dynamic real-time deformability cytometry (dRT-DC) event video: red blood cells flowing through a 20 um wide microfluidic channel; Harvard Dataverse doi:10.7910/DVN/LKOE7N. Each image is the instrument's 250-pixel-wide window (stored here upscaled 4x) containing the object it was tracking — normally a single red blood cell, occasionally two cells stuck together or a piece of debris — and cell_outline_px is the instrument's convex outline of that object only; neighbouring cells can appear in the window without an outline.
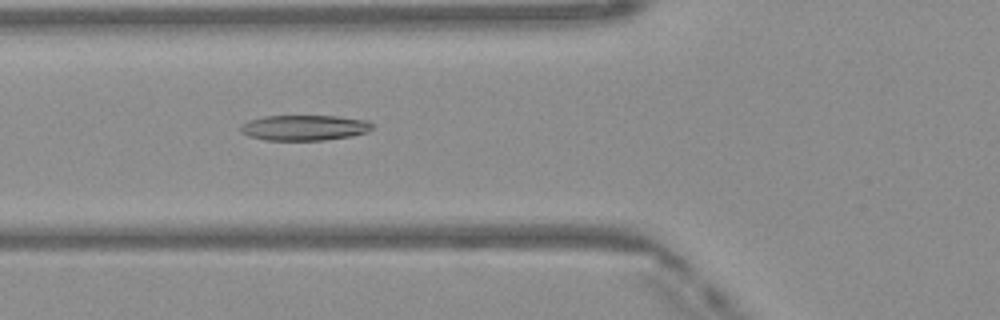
{"species": "Egyptian fruit bat (a non-hibernating species)", "species_latin": "Rousettus aegyptiacus", "temperature_condition": "warm", "stored_images_in_passage": 50, "camera_frame_rate_fps": 3000, "um_per_image_px": 0.085, "frame": {"image": 1, "passage_image": 19, "time_ms": 6.0, "image_size_px": [1000, 320], "cell_outline_px": [[376, 128], [368, 132], [352, 136], [324, 140], [264, 140], [248, 136], [240, 132], [240, 124], [248, 120], [264, 116], [336, 116], [368, 120]], "centroid_in_image_um": [25.88, 10.85], "position_along_channel_um": 99.9, "area_um2": 19.83}}
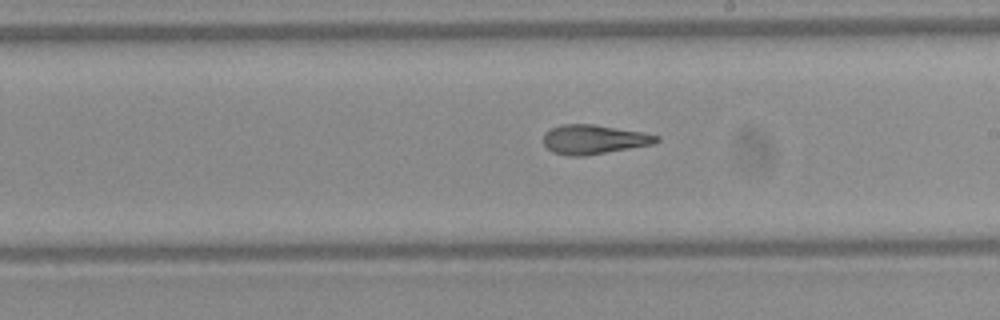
{"frame": {"image": 2, "passage_image": 29, "time_ms": 9.333, "image_size_px": [1000, 320], "cell_outline_px": [[660, 140], [652, 144], [584, 156], [568, 156], [552, 152], [544, 144], [544, 132], [552, 128], [564, 124], [592, 124], [644, 132], [660, 136]], "centroid_in_image_um": [50.47, 11.85], "position_along_channel_um": 238.5, "area_um2": 19.19}}
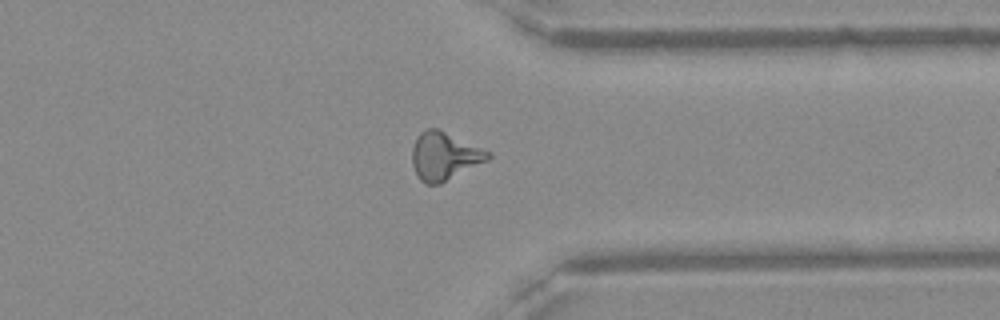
{"frame": {"image": 3, "passage_image": 39, "time_ms": 12.667, "image_size_px": [1000, 320], "cell_outline_px": [[492, 156], [488, 160], [440, 184], [428, 184], [420, 180], [412, 164], [412, 148], [420, 132], [428, 128], [436, 128], [488, 152]], "centroid_in_image_um": [37.73, 13.29], "position_along_channel_um": 373.7, "area_um2": 20.58}, "authors_computed_cell_mechanics": {"area_um2": 20.1722, "velocity_mm_per_s": 4.1437, "shape_relaxation_time_tau1_ms": null, "shape_relaxation_time_tau2_ms": 2.3634, "deformation_change_tau1": null, "deformation_change_tau2": 0.1188}}